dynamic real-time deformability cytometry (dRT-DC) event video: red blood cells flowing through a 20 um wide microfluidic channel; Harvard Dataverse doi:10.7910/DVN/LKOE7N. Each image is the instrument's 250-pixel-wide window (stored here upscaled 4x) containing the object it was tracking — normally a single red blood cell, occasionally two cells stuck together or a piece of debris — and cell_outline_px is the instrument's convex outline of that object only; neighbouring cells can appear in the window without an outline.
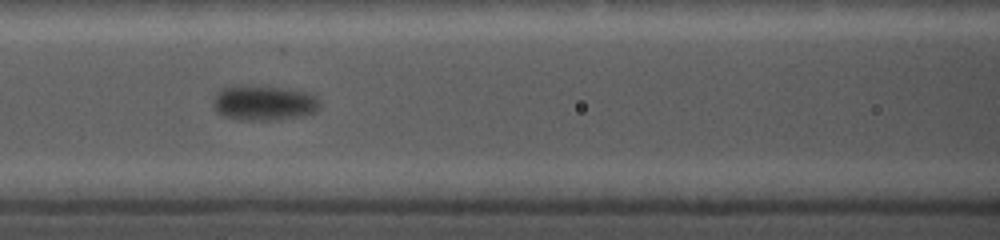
{"species": "common noctule bat (a hibernating species)", "species_latin": "Nyctalus noctula", "temperature_condition": "cold", "stored_images_in_passage": 32, "camera_frame_rate_fps": 5000, "um_per_image_px": 0.085, "animal": {"sex": "female", "body_mass_g": 19.0, "forearm_length_mm": 56.7}, "frame": {"image": 1, "passage_image": 9, "time_ms": 6.0, "image_size_px": [1000, 240], "cell_outline_px": [[320, 108], [316, 112], [304, 116], [272, 120], [236, 120], [224, 116], [216, 112], [212, 104], [216, 92], [220, 88], [232, 84], [244, 84], [280, 88], [308, 92], [316, 96], [320, 100]], "centroid_in_image_um": [22.39, 8.73], "position_along_channel_um": 144.2, "area_um2": 22.48}}
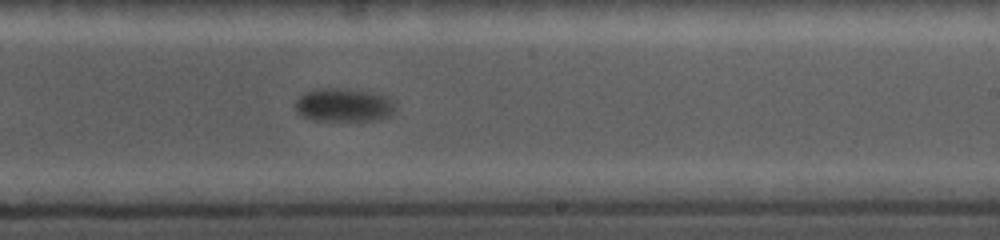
{"frame": {"image": 2, "passage_image": 15, "time_ms": 9.2, "image_size_px": [1000, 240], "cell_outline_px": [[396, 108], [388, 116], [376, 120], [316, 120], [300, 116], [296, 108], [296, 100], [304, 92], [316, 88], [336, 88], [372, 92], [384, 96], [392, 100]], "centroid_in_image_um": [29.19, 8.92], "position_along_channel_um": 259.8, "area_um2": 19.31}}
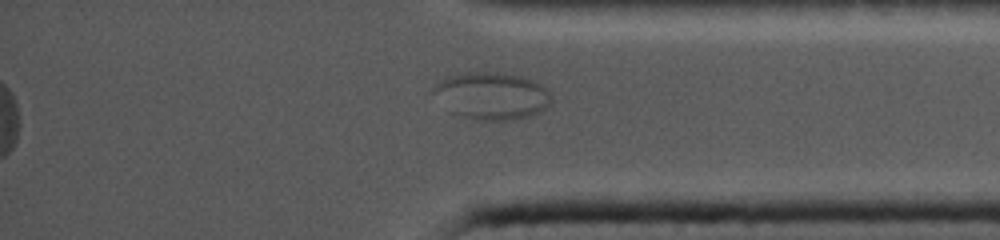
{"frame": {"image": 3, "passage_image": 32, "time_ms": 15.6, "image_size_px": [1000, 240], "cell_outline_px": [[552, 100], [536, 116], [508, 120], [484, 120], [460, 116], [452, 112], [432, 92], [432, 84], [448, 76], [464, 72], [496, 72], [520, 76], [532, 80], [540, 84], [552, 92]], "centroid_in_image_um": [41.82, 8.14], "position_along_channel_um": 393.4, "area_um2": 32.54}}